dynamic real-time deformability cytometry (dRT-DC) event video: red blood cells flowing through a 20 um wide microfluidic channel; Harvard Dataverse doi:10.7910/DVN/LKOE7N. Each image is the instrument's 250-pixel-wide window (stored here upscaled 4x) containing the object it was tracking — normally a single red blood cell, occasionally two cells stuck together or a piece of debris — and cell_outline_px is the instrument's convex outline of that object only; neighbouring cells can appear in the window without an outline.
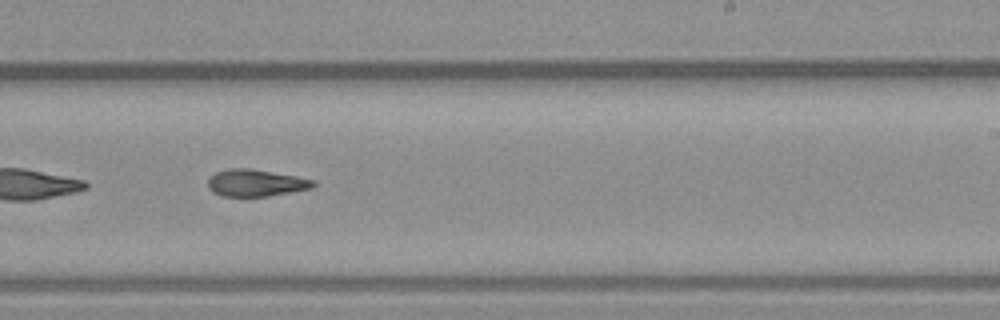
{"species": "common noctule bat (a hibernating species)", "species_latin": "Nyctalus noctula", "temperature_condition": "warm", "stored_images_in_passage": 36, "camera_frame_rate_fps": 3000, "um_per_image_px": 0.085, "animal": {"sex": "male", "body_mass_g": 23.1, "forearm_length_mm": 52.7}, "frame": {"image": 1, "passage_image": 21, "time_ms": 6.667, "image_size_px": [1000, 320], "cell_outline_px": [[312, 184], [304, 188], [260, 196], [228, 196], [216, 192], [208, 184], [212, 176], [220, 172], [264, 172], [288, 176], [308, 180]], "centroid_in_image_um": [21.64, 15.61], "position_along_channel_um": 267.4, "area_um2": 13.7}}
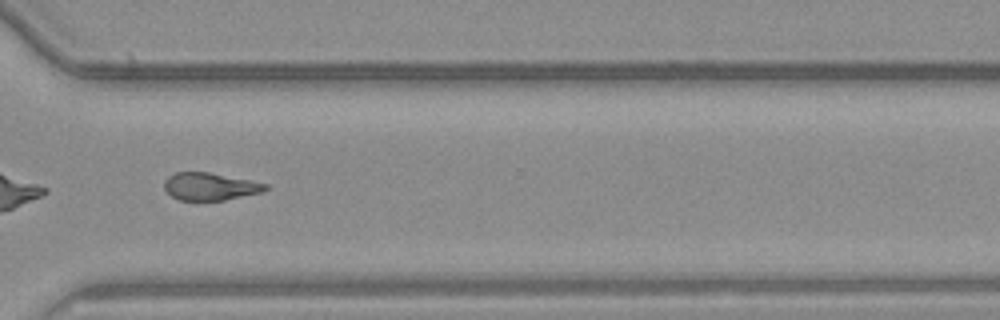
{"frame": {"image": 2, "passage_image": 26, "time_ms": 8.333, "image_size_px": [1000, 320], "cell_outline_px": [[264, 188], [256, 192], [220, 200], [184, 200], [172, 196], [168, 192], [164, 184], [172, 176], [180, 172], [204, 172], [264, 184]], "centroid_in_image_um": [17.74, 15.86], "position_along_channel_um": 352.9, "area_um2": 14.74}}